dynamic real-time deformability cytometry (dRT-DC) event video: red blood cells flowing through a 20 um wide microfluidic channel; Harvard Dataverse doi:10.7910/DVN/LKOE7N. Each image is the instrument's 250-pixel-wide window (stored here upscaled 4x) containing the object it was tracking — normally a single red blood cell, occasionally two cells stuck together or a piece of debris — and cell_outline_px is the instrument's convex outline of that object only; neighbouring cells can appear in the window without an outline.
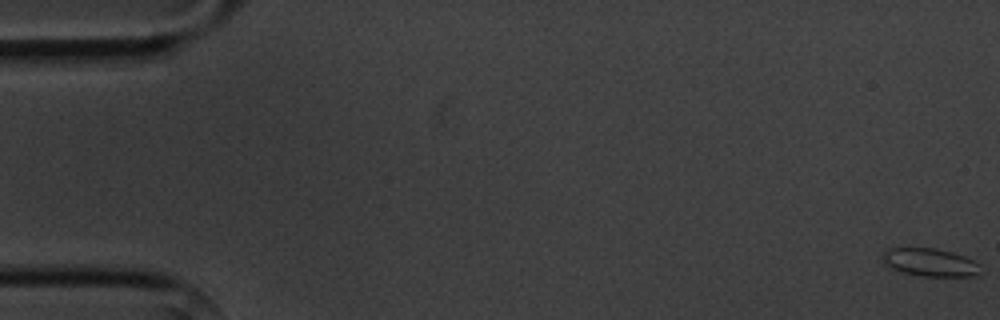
{"species": "common noctule bat (a hibernating species)", "species_latin": "Nyctalus noctula", "temperature_condition": "cold", "stored_images_in_passage": 5, "camera_frame_rate_fps": 3000, "um_per_image_px": 0.085, "animal": {"sex": "male", "body_mass_g": 20.1, "forearm_length_mm": 53.5}, "frame": {"image": 1, "passage_image": 1, "time_ms": 0.0, "image_size_px": [1000, 320], "cell_outline_px": [[980, 264], [976, 272], [972, 276], [924, 276], [900, 272], [888, 268], [884, 264], [880, 256], [888, 248], [936, 248], [952, 252], [964, 256]], "centroid_in_image_um": [78.95, 22.29], "position_along_channel_um": 6.1, "area_um2": 15.95}}
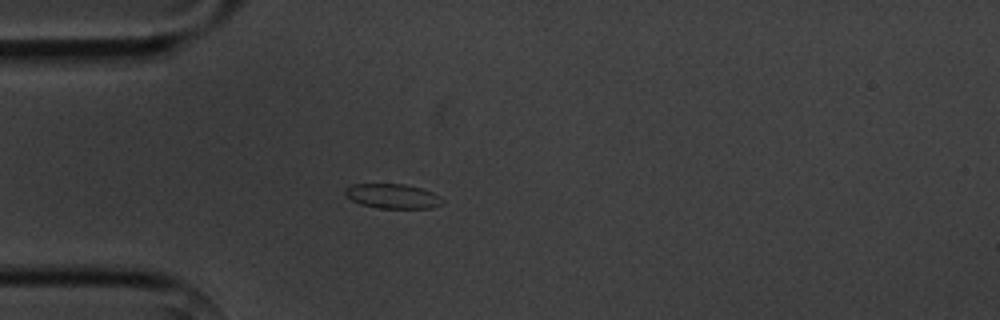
{"frame": {"image": 2, "passage_image": 5, "time_ms": 5.0, "image_size_px": [1000, 320], "cell_outline_px": [[444, 204], [432, 208], [376, 208], [360, 204], [352, 200], [344, 192], [344, 188], [352, 184], [404, 184], [420, 188], [432, 192], [440, 196], [444, 200]], "centroid_in_image_um": [33.39, 16.68], "position_along_channel_um": 51.6, "area_um2": 14.05}}